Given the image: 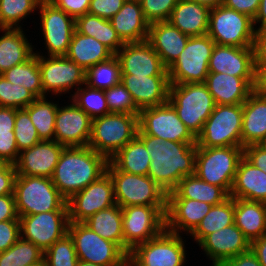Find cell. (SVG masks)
I'll list each match as a JSON object with an SVG mask.
<instances>
[{"label": "cell", "instance_id": "f6af8a7d", "mask_svg": "<svg viewBox=\"0 0 266 266\" xmlns=\"http://www.w3.org/2000/svg\"><path fill=\"white\" fill-rule=\"evenodd\" d=\"M85 89L77 87L72 96L73 102L84 110L92 119L109 114L106 96L104 90L93 89L85 85Z\"/></svg>", "mask_w": 266, "mask_h": 266}, {"label": "cell", "instance_id": "ba28073f", "mask_svg": "<svg viewBox=\"0 0 266 266\" xmlns=\"http://www.w3.org/2000/svg\"><path fill=\"white\" fill-rule=\"evenodd\" d=\"M215 44L208 34L189 37L182 53L168 68L169 83H204Z\"/></svg>", "mask_w": 266, "mask_h": 266}, {"label": "cell", "instance_id": "11a10c76", "mask_svg": "<svg viewBox=\"0 0 266 266\" xmlns=\"http://www.w3.org/2000/svg\"><path fill=\"white\" fill-rule=\"evenodd\" d=\"M57 8L63 10L73 18L88 13L91 0H49Z\"/></svg>", "mask_w": 266, "mask_h": 266}, {"label": "cell", "instance_id": "cb8c5ba5", "mask_svg": "<svg viewBox=\"0 0 266 266\" xmlns=\"http://www.w3.org/2000/svg\"><path fill=\"white\" fill-rule=\"evenodd\" d=\"M213 205L187 198H167L166 230L179 234V230L191 234Z\"/></svg>", "mask_w": 266, "mask_h": 266}, {"label": "cell", "instance_id": "816d5d0a", "mask_svg": "<svg viewBox=\"0 0 266 266\" xmlns=\"http://www.w3.org/2000/svg\"><path fill=\"white\" fill-rule=\"evenodd\" d=\"M127 0H91L88 14L110 20Z\"/></svg>", "mask_w": 266, "mask_h": 266}, {"label": "cell", "instance_id": "8992f818", "mask_svg": "<svg viewBox=\"0 0 266 266\" xmlns=\"http://www.w3.org/2000/svg\"><path fill=\"white\" fill-rule=\"evenodd\" d=\"M138 116L109 113L93 119L88 146L109 160L137 136Z\"/></svg>", "mask_w": 266, "mask_h": 266}, {"label": "cell", "instance_id": "5bb4252c", "mask_svg": "<svg viewBox=\"0 0 266 266\" xmlns=\"http://www.w3.org/2000/svg\"><path fill=\"white\" fill-rule=\"evenodd\" d=\"M139 130L163 141L196 143V137L179 119L177 111L169 103L140 110Z\"/></svg>", "mask_w": 266, "mask_h": 266}, {"label": "cell", "instance_id": "ab89813d", "mask_svg": "<svg viewBox=\"0 0 266 266\" xmlns=\"http://www.w3.org/2000/svg\"><path fill=\"white\" fill-rule=\"evenodd\" d=\"M1 75L13 84L24 86L36 98L43 97L38 53H34L27 61L15 65Z\"/></svg>", "mask_w": 266, "mask_h": 266}, {"label": "cell", "instance_id": "f1b7e54d", "mask_svg": "<svg viewBox=\"0 0 266 266\" xmlns=\"http://www.w3.org/2000/svg\"><path fill=\"white\" fill-rule=\"evenodd\" d=\"M110 22L124 44L147 40L149 23L140 2L127 0Z\"/></svg>", "mask_w": 266, "mask_h": 266}, {"label": "cell", "instance_id": "4dcf8cb0", "mask_svg": "<svg viewBox=\"0 0 266 266\" xmlns=\"http://www.w3.org/2000/svg\"><path fill=\"white\" fill-rule=\"evenodd\" d=\"M211 8L191 0H179L169 22L189 37L207 34Z\"/></svg>", "mask_w": 266, "mask_h": 266}, {"label": "cell", "instance_id": "44dd1931", "mask_svg": "<svg viewBox=\"0 0 266 266\" xmlns=\"http://www.w3.org/2000/svg\"><path fill=\"white\" fill-rule=\"evenodd\" d=\"M64 148L55 140H41L22 150L15 164L17 175L51 178Z\"/></svg>", "mask_w": 266, "mask_h": 266}, {"label": "cell", "instance_id": "d6986e66", "mask_svg": "<svg viewBox=\"0 0 266 266\" xmlns=\"http://www.w3.org/2000/svg\"><path fill=\"white\" fill-rule=\"evenodd\" d=\"M57 109L54 140L65 147L88 146L92 118L74 102Z\"/></svg>", "mask_w": 266, "mask_h": 266}, {"label": "cell", "instance_id": "680465c9", "mask_svg": "<svg viewBox=\"0 0 266 266\" xmlns=\"http://www.w3.org/2000/svg\"><path fill=\"white\" fill-rule=\"evenodd\" d=\"M261 0H224L223 5L254 19Z\"/></svg>", "mask_w": 266, "mask_h": 266}, {"label": "cell", "instance_id": "ac0fdd59", "mask_svg": "<svg viewBox=\"0 0 266 266\" xmlns=\"http://www.w3.org/2000/svg\"><path fill=\"white\" fill-rule=\"evenodd\" d=\"M39 69L43 87V97L52 91L60 94L70 91L76 85H85V73L81 66L69 60L66 56H49L39 54Z\"/></svg>", "mask_w": 266, "mask_h": 266}, {"label": "cell", "instance_id": "e0dca14e", "mask_svg": "<svg viewBox=\"0 0 266 266\" xmlns=\"http://www.w3.org/2000/svg\"><path fill=\"white\" fill-rule=\"evenodd\" d=\"M39 10L48 56H65L76 30L75 18L57 8L49 0H42Z\"/></svg>", "mask_w": 266, "mask_h": 266}, {"label": "cell", "instance_id": "03108f58", "mask_svg": "<svg viewBox=\"0 0 266 266\" xmlns=\"http://www.w3.org/2000/svg\"><path fill=\"white\" fill-rule=\"evenodd\" d=\"M250 249L256 255L261 266H266V235L252 241Z\"/></svg>", "mask_w": 266, "mask_h": 266}, {"label": "cell", "instance_id": "277c9868", "mask_svg": "<svg viewBox=\"0 0 266 266\" xmlns=\"http://www.w3.org/2000/svg\"><path fill=\"white\" fill-rule=\"evenodd\" d=\"M168 102L195 137L216 106L204 83L170 84Z\"/></svg>", "mask_w": 266, "mask_h": 266}, {"label": "cell", "instance_id": "753ad0ef", "mask_svg": "<svg viewBox=\"0 0 266 266\" xmlns=\"http://www.w3.org/2000/svg\"><path fill=\"white\" fill-rule=\"evenodd\" d=\"M130 1L141 2L142 0H130Z\"/></svg>", "mask_w": 266, "mask_h": 266}, {"label": "cell", "instance_id": "4316f807", "mask_svg": "<svg viewBox=\"0 0 266 266\" xmlns=\"http://www.w3.org/2000/svg\"><path fill=\"white\" fill-rule=\"evenodd\" d=\"M189 36L182 33L169 21L149 24L147 41L169 68L185 48Z\"/></svg>", "mask_w": 266, "mask_h": 266}, {"label": "cell", "instance_id": "e575fe53", "mask_svg": "<svg viewBox=\"0 0 266 266\" xmlns=\"http://www.w3.org/2000/svg\"><path fill=\"white\" fill-rule=\"evenodd\" d=\"M228 197L221 187L209 184L195 174L184 177L173 191L167 193V198L194 199L211 205L220 204Z\"/></svg>", "mask_w": 266, "mask_h": 266}, {"label": "cell", "instance_id": "30bf717a", "mask_svg": "<svg viewBox=\"0 0 266 266\" xmlns=\"http://www.w3.org/2000/svg\"><path fill=\"white\" fill-rule=\"evenodd\" d=\"M124 252L155 238L166 229V206L131 205L122 207Z\"/></svg>", "mask_w": 266, "mask_h": 266}, {"label": "cell", "instance_id": "ffe728a7", "mask_svg": "<svg viewBox=\"0 0 266 266\" xmlns=\"http://www.w3.org/2000/svg\"><path fill=\"white\" fill-rule=\"evenodd\" d=\"M115 55L121 65V74L168 76V68L147 40L125 43Z\"/></svg>", "mask_w": 266, "mask_h": 266}, {"label": "cell", "instance_id": "c3c4849f", "mask_svg": "<svg viewBox=\"0 0 266 266\" xmlns=\"http://www.w3.org/2000/svg\"><path fill=\"white\" fill-rule=\"evenodd\" d=\"M14 133L19 152L31 148L41 141L29 113L24 108L16 109Z\"/></svg>", "mask_w": 266, "mask_h": 266}, {"label": "cell", "instance_id": "f35d334b", "mask_svg": "<svg viewBox=\"0 0 266 266\" xmlns=\"http://www.w3.org/2000/svg\"><path fill=\"white\" fill-rule=\"evenodd\" d=\"M235 198L228 197L222 203L213 205L201 223L191 233L199 244L207 235L234 224Z\"/></svg>", "mask_w": 266, "mask_h": 266}, {"label": "cell", "instance_id": "52a82bcc", "mask_svg": "<svg viewBox=\"0 0 266 266\" xmlns=\"http://www.w3.org/2000/svg\"><path fill=\"white\" fill-rule=\"evenodd\" d=\"M106 172L113 181L116 204L121 208L131 205L166 206L167 193L148 175L122 172L110 161Z\"/></svg>", "mask_w": 266, "mask_h": 266}, {"label": "cell", "instance_id": "484cf974", "mask_svg": "<svg viewBox=\"0 0 266 266\" xmlns=\"http://www.w3.org/2000/svg\"><path fill=\"white\" fill-rule=\"evenodd\" d=\"M204 84L216 105L243 104L253 92L254 77H236L226 73H209Z\"/></svg>", "mask_w": 266, "mask_h": 266}, {"label": "cell", "instance_id": "d6a6232c", "mask_svg": "<svg viewBox=\"0 0 266 266\" xmlns=\"http://www.w3.org/2000/svg\"><path fill=\"white\" fill-rule=\"evenodd\" d=\"M0 74L27 61L35 52L21 28H0Z\"/></svg>", "mask_w": 266, "mask_h": 266}, {"label": "cell", "instance_id": "74e56055", "mask_svg": "<svg viewBox=\"0 0 266 266\" xmlns=\"http://www.w3.org/2000/svg\"><path fill=\"white\" fill-rule=\"evenodd\" d=\"M109 161L122 172L148 175L151 158L144 143L136 136Z\"/></svg>", "mask_w": 266, "mask_h": 266}, {"label": "cell", "instance_id": "db71d44e", "mask_svg": "<svg viewBox=\"0 0 266 266\" xmlns=\"http://www.w3.org/2000/svg\"><path fill=\"white\" fill-rule=\"evenodd\" d=\"M20 152L17 149L15 133H0V157L15 165Z\"/></svg>", "mask_w": 266, "mask_h": 266}, {"label": "cell", "instance_id": "ee69618b", "mask_svg": "<svg viewBox=\"0 0 266 266\" xmlns=\"http://www.w3.org/2000/svg\"><path fill=\"white\" fill-rule=\"evenodd\" d=\"M41 1L0 0V28H21L19 22L38 9Z\"/></svg>", "mask_w": 266, "mask_h": 266}, {"label": "cell", "instance_id": "1f68e13d", "mask_svg": "<svg viewBox=\"0 0 266 266\" xmlns=\"http://www.w3.org/2000/svg\"><path fill=\"white\" fill-rule=\"evenodd\" d=\"M234 224L250 243L266 235V203L235 198Z\"/></svg>", "mask_w": 266, "mask_h": 266}, {"label": "cell", "instance_id": "f907efd6", "mask_svg": "<svg viewBox=\"0 0 266 266\" xmlns=\"http://www.w3.org/2000/svg\"><path fill=\"white\" fill-rule=\"evenodd\" d=\"M179 0H142L143 15L149 24L168 21Z\"/></svg>", "mask_w": 266, "mask_h": 266}, {"label": "cell", "instance_id": "d590c367", "mask_svg": "<svg viewBox=\"0 0 266 266\" xmlns=\"http://www.w3.org/2000/svg\"><path fill=\"white\" fill-rule=\"evenodd\" d=\"M83 223L103 239L116 243L124 251L122 209L118 204L100 210Z\"/></svg>", "mask_w": 266, "mask_h": 266}, {"label": "cell", "instance_id": "7bdbcfd3", "mask_svg": "<svg viewBox=\"0 0 266 266\" xmlns=\"http://www.w3.org/2000/svg\"><path fill=\"white\" fill-rule=\"evenodd\" d=\"M44 252L31 241L20 239L0 252V266H30L42 260Z\"/></svg>", "mask_w": 266, "mask_h": 266}, {"label": "cell", "instance_id": "2644e50d", "mask_svg": "<svg viewBox=\"0 0 266 266\" xmlns=\"http://www.w3.org/2000/svg\"><path fill=\"white\" fill-rule=\"evenodd\" d=\"M76 266H100V265H96L95 263H91V262H86V261L79 260L77 262Z\"/></svg>", "mask_w": 266, "mask_h": 266}, {"label": "cell", "instance_id": "681fc988", "mask_svg": "<svg viewBox=\"0 0 266 266\" xmlns=\"http://www.w3.org/2000/svg\"><path fill=\"white\" fill-rule=\"evenodd\" d=\"M110 113H123L139 115L140 110L136 107L131 93L122 82L110 89L104 90Z\"/></svg>", "mask_w": 266, "mask_h": 266}, {"label": "cell", "instance_id": "003e7915", "mask_svg": "<svg viewBox=\"0 0 266 266\" xmlns=\"http://www.w3.org/2000/svg\"><path fill=\"white\" fill-rule=\"evenodd\" d=\"M257 23H259L260 26L256 30L266 28V0H261L259 3L258 11L253 19V25L255 26Z\"/></svg>", "mask_w": 266, "mask_h": 266}, {"label": "cell", "instance_id": "be15d7a7", "mask_svg": "<svg viewBox=\"0 0 266 266\" xmlns=\"http://www.w3.org/2000/svg\"><path fill=\"white\" fill-rule=\"evenodd\" d=\"M16 109L0 106V133L14 132Z\"/></svg>", "mask_w": 266, "mask_h": 266}, {"label": "cell", "instance_id": "6125c7cd", "mask_svg": "<svg viewBox=\"0 0 266 266\" xmlns=\"http://www.w3.org/2000/svg\"><path fill=\"white\" fill-rule=\"evenodd\" d=\"M16 176V167L12 164L0 173V196L14 194V182Z\"/></svg>", "mask_w": 266, "mask_h": 266}, {"label": "cell", "instance_id": "7a4b0ae2", "mask_svg": "<svg viewBox=\"0 0 266 266\" xmlns=\"http://www.w3.org/2000/svg\"><path fill=\"white\" fill-rule=\"evenodd\" d=\"M108 162L89 146L65 147L51 179L61 195L69 200L104 175Z\"/></svg>", "mask_w": 266, "mask_h": 266}, {"label": "cell", "instance_id": "91938a15", "mask_svg": "<svg viewBox=\"0 0 266 266\" xmlns=\"http://www.w3.org/2000/svg\"><path fill=\"white\" fill-rule=\"evenodd\" d=\"M8 220H20L14 194L0 196V222Z\"/></svg>", "mask_w": 266, "mask_h": 266}, {"label": "cell", "instance_id": "94428289", "mask_svg": "<svg viewBox=\"0 0 266 266\" xmlns=\"http://www.w3.org/2000/svg\"><path fill=\"white\" fill-rule=\"evenodd\" d=\"M216 266H261V264L259 263L256 255L250 249L238 256L223 260Z\"/></svg>", "mask_w": 266, "mask_h": 266}, {"label": "cell", "instance_id": "2e32d148", "mask_svg": "<svg viewBox=\"0 0 266 266\" xmlns=\"http://www.w3.org/2000/svg\"><path fill=\"white\" fill-rule=\"evenodd\" d=\"M115 204L113 181L106 172L67 200L69 222H84L100 210Z\"/></svg>", "mask_w": 266, "mask_h": 266}, {"label": "cell", "instance_id": "8d00e7d4", "mask_svg": "<svg viewBox=\"0 0 266 266\" xmlns=\"http://www.w3.org/2000/svg\"><path fill=\"white\" fill-rule=\"evenodd\" d=\"M75 29L82 35L91 36L105 45L113 54H116L124 45L110 20L84 14L75 19Z\"/></svg>", "mask_w": 266, "mask_h": 266}, {"label": "cell", "instance_id": "6f0895ef", "mask_svg": "<svg viewBox=\"0 0 266 266\" xmlns=\"http://www.w3.org/2000/svg\"><path fill=\"white\" fill-rule=\"evenodd\" d=\"M252 48L254 65H266V28L255 31Z\"/></svg>", "mask_w": 266, "mask_h": 266}, {"label": "cell", "instance_id": "9a60e30c", "mask_svg": "<svg viewBox=\"0 0 266 266\" xmlns=\"http://www.w3.org/2000/svg\"><path fill=\"white\" fill-rule=\"evenodd\" d=\"M21 238L31 241L44 253L68 233V211H49L19 216Z\"/></svg>", "mask_w": 266, "mask_h": 266}, {"label": "cell", "instance_id": "bcb514c9", "mask_svg": "<svg viewBox=\"0 0 266 266\" xmlns=\"http://www.w3.org/2000/svg\"><path fill=\"white\" fill-rule=\"evenodd\" d=\"M35 99L24 86L11 83L0 74V106L21 109L26 108Z\"/></svg>", "mask_w": 266, "mask_h": 266}, {"label": "cell", "instance_id": "7c38bea8", "mask_svg": "<svg viewBox=\"0 0 266 266\" xmlns=\"http://www.w3.org/2000/svg\"><path fill=\"white\" fill-rule=\"evenodd\" d=\"M253 19L224 5L211 8L207 34L217 45L252 47Z\"/></svg>", "mask_w": 266, "mask_h": 266}, {"label": "cell", "instance_id": "836d02e7", "mask_svg": "<svg viewBox=\"0 0 266 266\" xmlns=\"http://www.w3.org/2000/svg\"><path fill=\"white\" fill-rule=\"evenodd\" d=\"M114 54L97 39L82 35L76 30L73 33L67 54L69 60L81 66L84 70L108 60Z\"/></svg>", "mask_w": 266, "mask_h": 266}, {"label": "cell", "instance_id": "9f6ffc18", "mask_svg": "<svg viewBox=\"0 0 266 266\" xmlns=\"http://www.w3.org/2000/svg\"><path fill=\"white\" fill-rule=\"evenodd\" d=\"M243 157L256 168L266 173V144L243 147Z\"/></svg>", "mask_w": 266, "mask_h": 266}, {"label": "cell", "instance_id": "7dc6e473", "mask_svg": "<svg viewBox=\"0 0 266 266\" xmlns=\"http://www.w3.org/2000/svg\"><path fill=\"white\" fill-rule=\"evenodd\" d=\"M48 266H76L78 257L73 239L67 233L57 240L45 253Z\"/></svg>", "mask_w": 266, "mask_h": 266}, {"label": "cell", "instance_id": "4fadbf2b", "mask_svg": "<svg viewBox=\"0 0 266 266\" xmlns=\"http://www.w3.org/2000/svg\"><path fill=\"white\" fill-rule=\"evenodd\" d=\"M180 234L164 230L136 245L128 255L130 266H184L186 251Z\"/></svg>", "mask_w": 266, "mask_h": 266}, {"label": "cell", "instance_id": "e7e4bbea", "mask_svg": "<svg viewBox=\"0 0 266 266\" xmlns=\"http://www.w3.org/2000/svg\"><path fill=\"white\" fill-rule=\"evenodd\" d=\"M254 69L253 91L266 97V65H254Z\"/></svg>", "mask_w": 266, "mask_h": 266}, {"label": "cell", "instance_id": "f546056e", "mask_svg": "<svg viewBox=\"0 0 266 266\" xmlns=\"http://www.w3.org/2000/svg\"><path fill=\"white\" fill-rule=\"evenodd\" d=\"M229 196L266 203V173L243 157L238 164Z\"/></svg>", "mask_w": 266, "mask_h": 266}, {"label": "cell", "instance_id": "3957f363", "mask_svg": "<svg viewBox=\"0 0 266 266\" xmlns=\"http://www.w3.org/2000/svg\"><path fill=\"white\" fill-rule=\"evenodd\" d=\"M14 196L18 216L68 211L67 200L55 187L51 178L17 175Z\"/></svg>", "mask_w": 266, "mask_h": 266}, {"label": "cell", "instance_id": "89a4df30", "mask_svg": "<svg viewBox=\"0 0 266 266\" xmlns=\"http://www.w3.org/2000/svg\"><path fill=\"white\" fill-rule=\"evenodd\" d=\"M10 165L4 158L0 157V173L3 172Z\"/></svg>", "mask_w": 266, "mask_h": 266}, {"label": "cell", "instance_id": "9c48e42d", "mask_svg": "<svg viewBox=\"0 0 266 266\" xmlns=\"http://www.w3.org/2000/svg\"><path fill=\"white\" fill-rule=\"evenodd\" d=\"M243 104L216 105L196 137V147L241 146Z\"/></svg>", "mask_w": 266, "mask_h": 266}, {"label": "cell", "instance_id": "7402d4cb", "mask_svg": "<svg viewBox=\"0 0 266 266\" xmlns=\"http://www.w3.org/2000/svg\"><path fill=\"white\" fill-rule=\"evenodd\" d=\"M121 82L131 93L139 110L168 102L169 76H136L121 74Z\"/></svg>", "mask_w": 266, "mask_h": 266}, {"label": "cell", "instance_id": "8fae6325", "mask_svg": "<svg viewBox=\"0 0 266 266\" xmlns=\"http://www.w3.org/2000/svg\"><path fill=\"white\" fill-rule=\"evenodd\" d=\"M78 260L100 266H126L128 255L114 242L100 237L83 222H69Z\"/></svg>", "mask_w": 266, "mask_h": 266}, {"label": "cell", "instance_id": "60d3db41", "mask_svg": "<svg viewBox=\"0 0 266 266\" xmlns=\"http://www.w3.org/2000/svg\"><path fill=\"white\" fill-rule=\"evenodd\" d=\"M46 100V96L36 98L24 109L29 113L40 140H54L58 104Z\"/></svg>", "mask_w": 266, "mask_h": 266}, {"label": "cell", "instance_id": "83f0119b", "mask_svg": "<svg viewBox=\"0 0 266 266\" xmlns=\"http://www.w3.org/2000/svg\"><path fill=\"white\" fill-rule=\"evenodd\" d=\"M266 143V97L254 91L243 103L241 147Z\"/></svg>", "mask_w": 266, "mask_h": 266}, {"label": "cell", "instance_id": "8c879c8a", "mask_svg": "<svg viewBox=\"0 0 266 266\" xmlns=\"http://www.w3.org/2000/svg\"><path fill=\"white\" fill-rule=\"evenodd\" d=\"M30 266H48L47 261L45 258H43L42 260H40L39 262L32 264Z\"/></svg>", "mask_w": 266, "mask_h": 266}, {"label": "cell", "instance_id": "603a6c76", "mask_svg": "<svg viewBox=\"0 0 266 266\" xmlns=\"http://www.w3.org/2000/svg\"><path fill=\"white\" fill-rule=\"evenodd\" d=\"M212 260V266L250 250L251 243L235 225L226 226L207 235L199 244Z\"/></svg>", "mask_w": 266, "mask_h": 266}, {"label": "cell", "instance_id": "b9f144b4", "mask_svg": "<svg viewBox=\"0 0 266 266\" xmlns=\"http://www.w3.org/2000/svg\"><path fill=\"white\" fill-rule=\"evenodd\" d=\"M121 82V65L114 54L86 70L85 85L93 89L107 90Z\"/></svg>", "mask_w": 266, "mask_h": 266}, {"label": "cell", "instance_id": "5b68a950", "mask_svg": "<svg viewBox=\"0 0 266 266\" xmlns=\"http://www.w3.org/2000/svg\"><path fill=\"white\" fill-rule=\"evenodd\" d=\"M243 158V147H197L195 175L230 194L238 164Z\"/></svg>", "mask_w": 266, "mask_h": 266}, {"label": "cell", "instance_id": "6da1fadb", "mask_svg": "<svg viewBox=\"0 0 266 266\" xmlns=\"http://www.w3.org/2000/svg\"><path fill=\"white\" fill-rule=\"evenodd\" d=\"M137 137L151 158L148 176L166 193L173 191L184 177L195 174L196 143L163 141L139 129Z\"/></svg>", "mask_w": 266, "mask_h": 266}, {"label": "cell", "instance_id": "f5cc1de1", "mask_svg": "<svg viewBox=\"0 0 266 266\" xmlns=\"http://www.w3.org/2000/svg\"><path fill=\"white\" fill-rule=\"evenodd\" d=\"M20 237V220L0 222V252L9 249Z\"/></svg>", "mask_w": 266, "mask_h": 266}, {"label": "cell", "instance_id": "a7ac6f4b", "mask_svg": "<svg viewBox=\"0 0 266 266\" xmlns=\"http://www.w3.org/2000/svg\"><path fill=\"white\" fill-rule=\"evenodd\" d=\"M200 4H204L210 8L223 5L224 0H191Z\"/></svg>", "mask_w": 266, "mask_h": 266}, {"label": "cell", "instance_id": "d4e9b609", "mask_svg": "<svg viewBox=\"0 0 266 266\" xmlns=\"http://www.w3.org/2000/svg\"><path fill=\"white\" fill-rule=\"evenodd\" d=\"M208 66L209 73L254 77L253 48L215 44Z\"/></svg>", "mask_w": 266, "mask_h": 266}]
</instances>
